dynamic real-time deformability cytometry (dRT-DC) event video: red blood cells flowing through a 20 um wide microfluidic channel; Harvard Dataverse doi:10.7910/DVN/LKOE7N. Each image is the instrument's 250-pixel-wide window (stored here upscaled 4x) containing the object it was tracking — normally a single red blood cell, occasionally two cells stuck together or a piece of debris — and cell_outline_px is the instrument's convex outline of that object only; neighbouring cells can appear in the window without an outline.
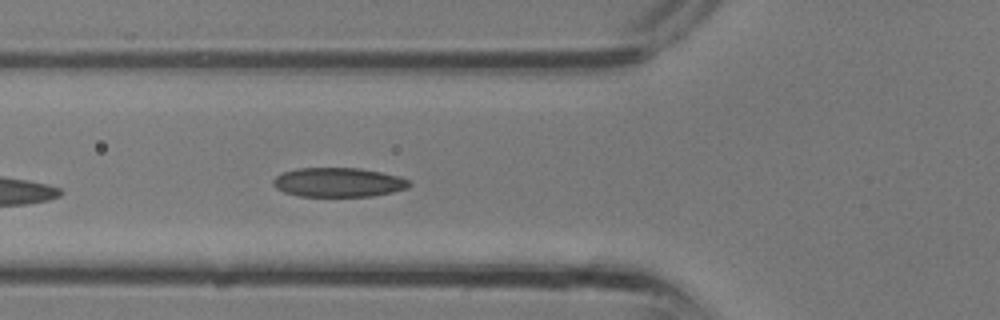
{"species": "common noctule bat (a hibernating species)", "species_latin": "Nyctalus noctula", "temperature_condition": "room temperature", "stored_images_in_passage": 7, "camera_frame_rate_fps": 3000, "um_per_image_px": 0.085, "animal": {"sex": "male", "body_mass_g": 13.3}, "frame": {"image": 1, "passage_image": 3, "time_ms": 0.667, "image_size_px": [1000, 320], "cell_outline_px": [[412, 184], [408, 188], [392, 192], [372, 196], [300, 196], [284, 192], [276, 188], [272, 184], [272, 180], [276, 176], [284, 172], [296, 168], [360, 168], [400, 176], [408, 180]], "centroid_in_image_um": [28.76, 15.49], "position_along_channel_um": 97.0, "area_um2": 23.24}}
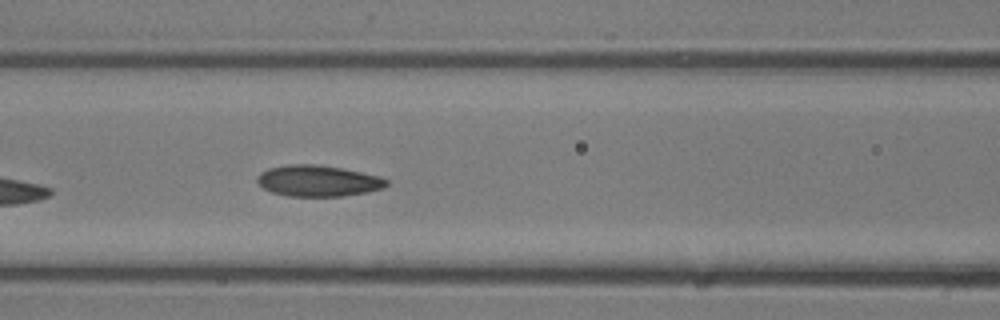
{"frame": {"image": 2, "passage_image": 5, "time_ms": 1.333, "image_size_px": [1000, 320], "cell_outline_px": [[388, 184], [384, 188], [368, 192], [340, 196], [288, 196], [272, 192], [264, 188], [256, 180], [256, 176], [260, 172], [268, 168], [288, 164], [316, 164], [344, 168], [380, 176], [388, 180]], "centroid_in_image_um": [27.04, 15.36], "position_along_channel_um": 139.6, "area_um2": 23.64}}
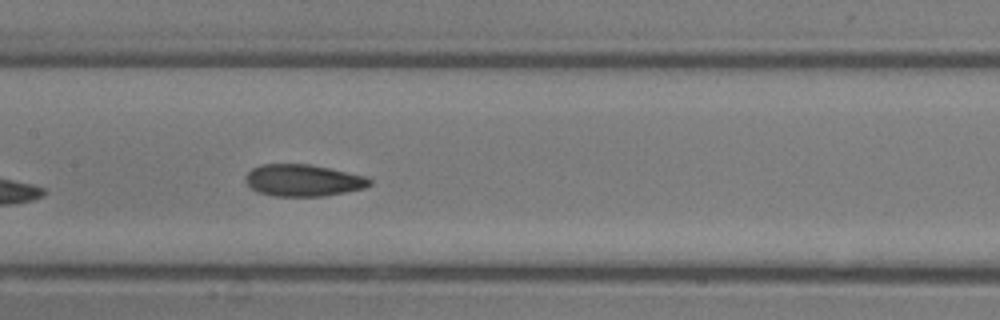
{"frame": {"image": 3, "passage_image": 7, "time_ms": 2.0, "image_size_px": [1000, 320], "cell_outline_px": [[372, 184], [364, 188], [324, 196], [272, 196], [256, 192], [244, 180], [244, 176], [252, 168], [260, 164], [308, 164], [328, 168], [364, 176], [372, 180]], "centroid_in_image_um": [25.72, 15.33], "position_along_channel_um": 181.7, "area_um2": 23.0}}